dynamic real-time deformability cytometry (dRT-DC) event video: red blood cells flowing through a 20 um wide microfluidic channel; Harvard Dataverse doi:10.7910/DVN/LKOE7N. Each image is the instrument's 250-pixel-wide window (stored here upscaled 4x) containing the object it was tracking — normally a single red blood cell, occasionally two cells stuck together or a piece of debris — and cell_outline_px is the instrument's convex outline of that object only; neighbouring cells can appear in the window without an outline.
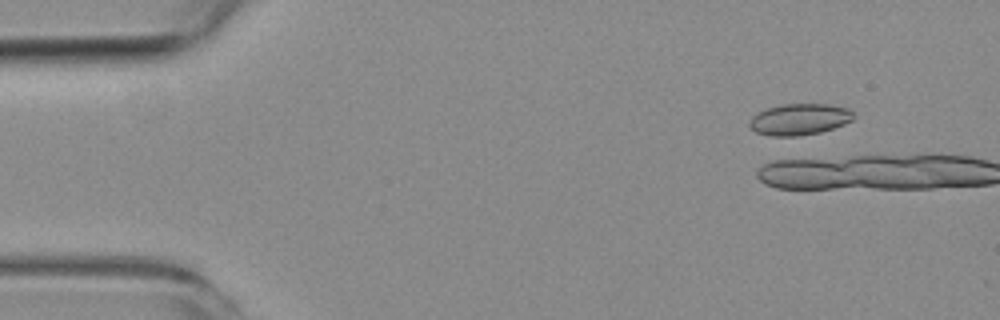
{"species": "common noctule bat (a hibernating species)", "species_latin": "Nyctalus noctula", "temperature_condition": "room temperature", "stored_images_in_passage": 2, "camera_frame_rate_fps": 3000, "um_per_image_px": 0.085, "animal": {"sex": "female", "body_mass_g": 19.3, "forearm_length_mm": 54.1}, "frame": {"image": 1, "passage_image": 2, "time_ms": 1.333, "image_size_px": [1000, 320], "cell_outline_px": [[856, 116], [852, 120], [844, 124], [820, 132], [800, 136], [768, 136], [756, 132], [748, 124], [752, 116], [756, 112], [764, 108], [784, 104], [828, 104], [848, 108]], "centroid_in_image_um": [67.93, 10.14], "position_along_channel_um": 17.1, "area_um2": 19.19}}